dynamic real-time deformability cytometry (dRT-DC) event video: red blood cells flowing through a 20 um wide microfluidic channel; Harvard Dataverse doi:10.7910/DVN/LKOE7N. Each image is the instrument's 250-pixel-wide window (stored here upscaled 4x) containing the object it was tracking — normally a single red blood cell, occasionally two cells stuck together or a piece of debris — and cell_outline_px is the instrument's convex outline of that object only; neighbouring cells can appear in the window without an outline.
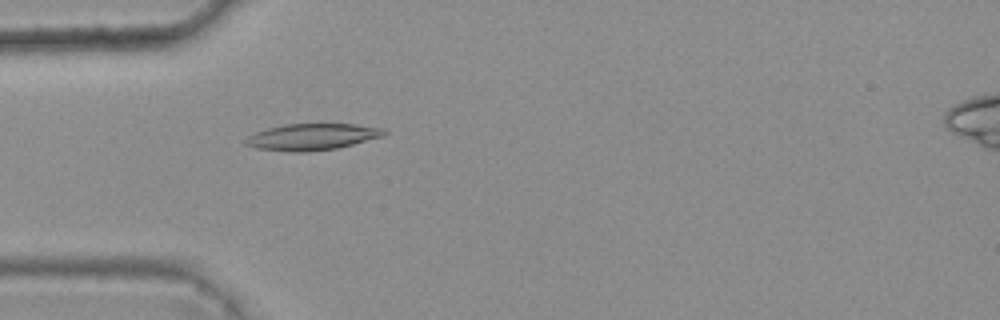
{"species": "common noctule bat (a hibernating species)", "species_latin": "Nyctalus noctula", "temperature_condition": "warm", "stored_images_in_passage": 4, "camera_frame_rate_fps": 3000, "um_per_image_px": 0.085, "animal": {"sex": "female", "body_mass_g": 25.1}, "frame": {"image": 1, "passage_image": 4, "time_ms": 1.0, "image_size_px": [1000, 320], "cell_outline_px": [[388, 132], [384, 136], [336, 148], [308, 152], [292, 152], [256, 148], [244, 144], [244, 140], [248, 136], [256, 132], [268, 128], [284, 124], [356, 124], [380, 128]], "centroid_in_image_um": [26.5, 11.63], "position_along_channel_um": 58.5, "area_um2": 21.27}}